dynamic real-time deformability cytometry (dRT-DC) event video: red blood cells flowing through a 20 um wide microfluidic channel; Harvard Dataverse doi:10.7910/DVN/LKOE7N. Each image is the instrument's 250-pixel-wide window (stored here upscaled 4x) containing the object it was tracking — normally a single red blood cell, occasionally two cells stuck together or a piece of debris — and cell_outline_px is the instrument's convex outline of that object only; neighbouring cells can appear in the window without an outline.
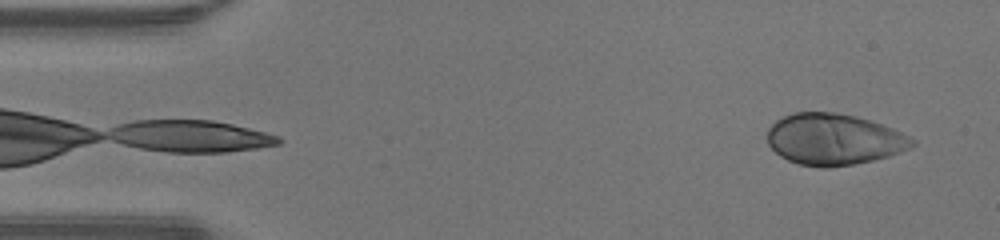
{"species": "human", "species_latin": "Homo sapiens", "temperature_condition": "warm", "stored_images_in_passage": 45, "camera_frame_rate_fps": 3000, "um_per_image_px": 0.085, "donor": {"sex": "male"}, "frame": {"image": 1, "passage_image": 1, "time_ms": 0.0, "image_size_px": [1000, 240], "cell_outline_px": [[916, 144], [908, 148], [888, 156], [872, 160], [852, 164], [828, 168], [824, 168], [800, 164], [788, 160], [780, 156], [768, 144], [768, 128], [776, 120], [792, 112], [836, 112], [856, 116], [892, 128], [916, 140]], "centroid_in_image_um": [70.85, 11.84], "position_along_channel_um": 14.1, "area_um2": 43.06}}
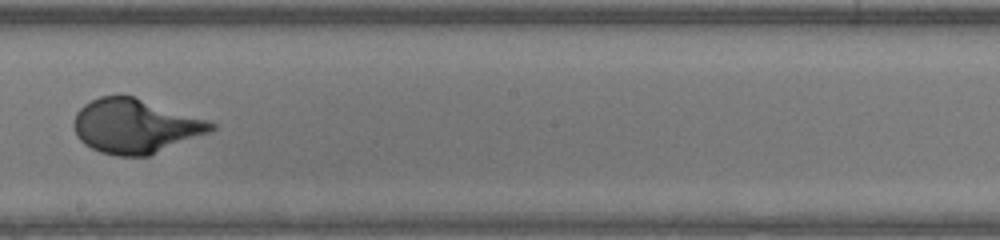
{"frame": {"image": 2, "passage_image": 24, "time_ms": 7.667, "image_size_px": [1000, 240], "cell_outline_px": [[216, 128], [208, 132], [148, 156], [116, 156], [100, 152], [84, 144], [76, 136], [72, 124], [76, 112], [84, 104], [100, 96], [132, 96], [208, 120], [216, 124]], "centroid_in_image_um": [11.44, 10.73], "position_along_channel_um": 236.8, "area_um2": 43.0}}
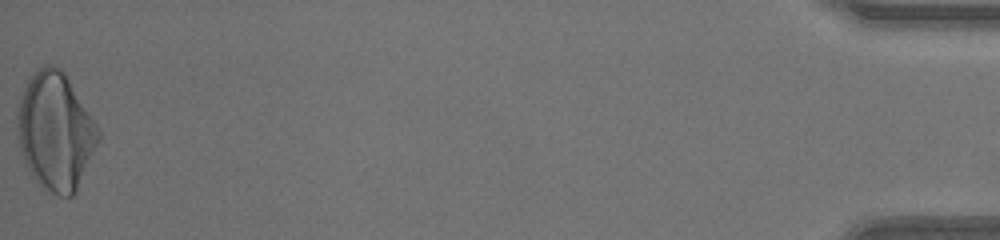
{"frame": {"image": 3, "passage_image": 45, "time_ms": 14.667, "image_size_px": [1000, 240], "cell_outline_px": [[100, 140], [76, 192], [72, 196], [60, 196], [52, 192], [40, 184], [32, 176], [24, 160], [20, 148], [16, 120], [16, 112], [24, 88], [28, 80], [36, 68], [44, 64], [52, 64], [60, 68], [64, 72], [96, 124], [100, 132]], "centroid_in_image_um": [4.71, 11.14], "position_along_channel_um": 430.5, "area_um2": 55.14}, "authors_computed_cell_mechanics": {"area_um2": 43.0032, "velocity_mm_per_s": 4.3247, "shape_relaxation_time_tau1_ms": 2.9086, "shape_relaxation_time_tau2_ms": null, "deformation_change_tau1": 0.2244, "deformation_change_tau2": null}}